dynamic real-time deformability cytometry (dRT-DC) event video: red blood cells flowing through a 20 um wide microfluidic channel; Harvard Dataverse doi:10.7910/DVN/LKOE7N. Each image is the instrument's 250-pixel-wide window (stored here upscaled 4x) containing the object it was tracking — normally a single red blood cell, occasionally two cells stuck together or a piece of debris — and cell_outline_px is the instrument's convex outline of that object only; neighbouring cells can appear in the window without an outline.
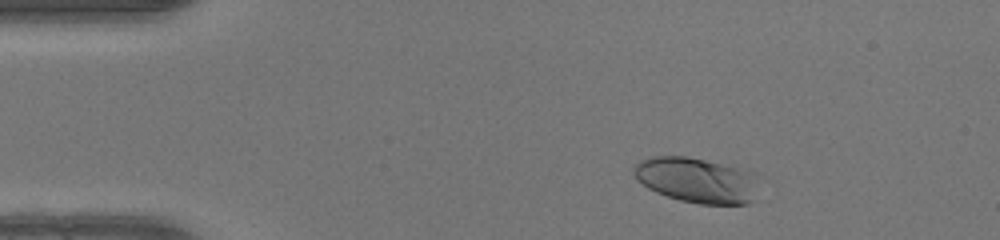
{"species": "human", "species_latin": "Homo sapiens", "temperature_condition": "warm", "stored_images_in_passage": 47, "camera_frame_rate_fps": 3000, "um_per_image_px": 0.085, "donor": {"sex": "female"}, "frame": {"image": 1, "passage_image": 5, "time_ms": 1.333, "image_size_px": [1000, 240], "cell_outline_px": [[752, 200], [748, 204], [700, 204], [680, 200], [656, 192], [648, 188], [636, 180], [632, 172], [632, 168], [640, 160], [652, 156], [684, 156], [704, 160], [736, 168], [748, 172]], "centroid_in_image_um": [59.0, 15.31], "position_along_channel_um": 26.0, "area_um2": 31.67}}
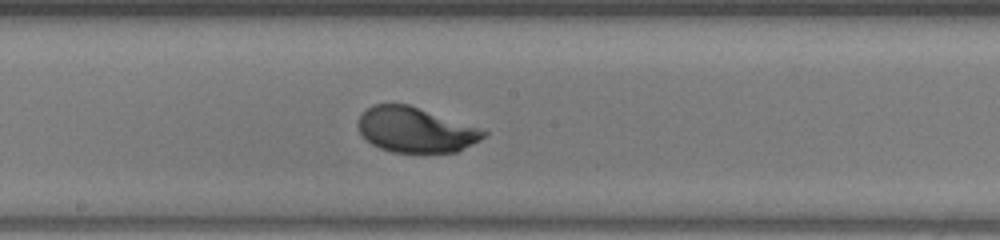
{"frame": {"image": 2, "passage_image": 24, "time_ms": 7.667, "image_size_px": [1000, 240], "cell_outline_px": [[488, 132], [480, 140], [456, 152], [392, 152], [380, 148], [372, 144], [360, 132], [356, 124], [360, 116], [372, 104], [408, 104]], "centroid_in_image_um": [35.26, 11.04], "position_along_channel_um": 212.9, "area_um2": 32.31}}
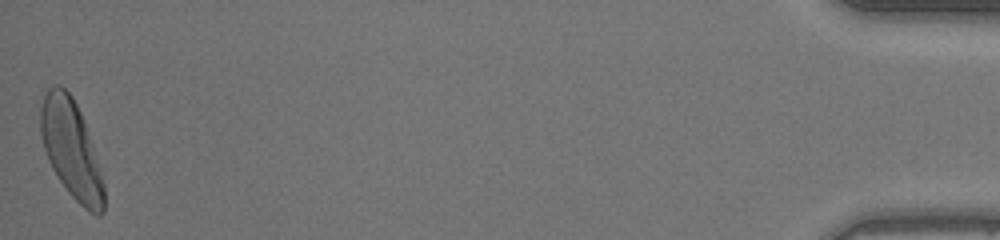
{"frame": {"image": 3, "passage_image": 47, "time_ms": 15.333, "image_size_px": [1000, 240], "cell_outline_px": [[104, 212], [100, 216], [96, 216], [88, 212], [68, 192], [52, 168], [48, 160], [40, 136], [40, 108], [44, 92], [52, 84], [60, 84], [72, 96], [84, 120], [92, 144], [104, 184]], "centroid_in_image_um": [6.04, 12.67], "position_along_channel_um": 429.2, "area_um2": 36.24}, "authors_computed_cell_mechanics": {"area_um2": 33.0616, "velocity_mm_per_s": 4.1235, "shape_relaxation_time_tau1_ms": 2.0653, "shape_relaxation_time_tau2_ms": null, "deformation_change_tau1": 0.1463, "deformation_change_tau2": null}}